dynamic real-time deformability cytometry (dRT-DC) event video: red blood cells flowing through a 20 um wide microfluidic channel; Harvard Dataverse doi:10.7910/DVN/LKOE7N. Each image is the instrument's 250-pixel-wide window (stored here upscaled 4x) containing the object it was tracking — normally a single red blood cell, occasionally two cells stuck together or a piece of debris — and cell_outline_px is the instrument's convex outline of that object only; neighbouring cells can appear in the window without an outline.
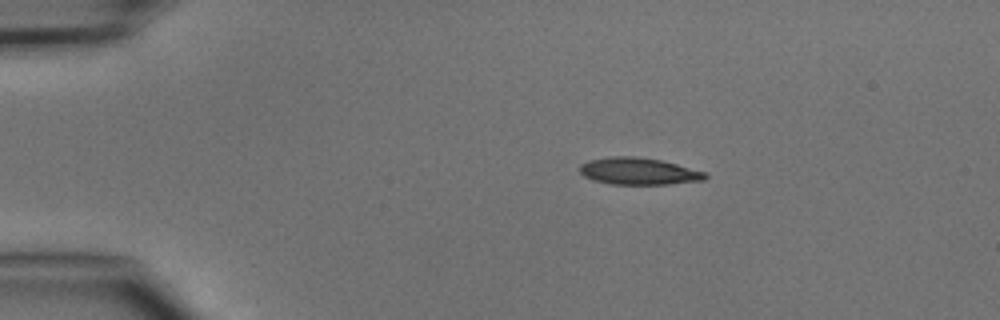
{"species": "common noctule bat (a hibernating species)", "species_latin": "Nyctalus noctula", "temperature_condition": "cold", "stored_images_in_passage": 5, "camera_frame_rate_fps": 3000, "um_per_image_px": 0.085, "animal": {"sex": "male", "body_mass_g": 15.6}, "frame": {"image": 1, "passage_image": 1, "time_ms": 0.0, "image_size_px": [1000, 320], "cell_outline_px": [[708, 176], [704, 180], [668, 184], [612, 184], [592, 180], [584, 176], [580, 172], [580, 164], [588, 160], [612, 156], [636, 156], [660, 160], [676, 164], [704, 172]], "centroid_in_image_um": [54.24, 14.55], "position_along_channel_um": 30.8, "area_um2": 19.59}}
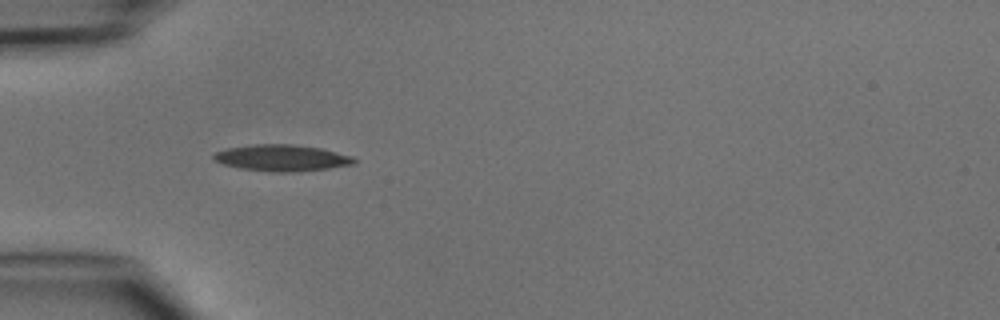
{"frame": {"image": 2, "passage_image": 3, "time_ms": 2.0, "image_size_px": [1000, 320], "cell_outline_px": [[356, 164], [328, 168], [296, 172], [268, 172], [240, 168], [224, 164], [216, 160], [212, 156], [216, 152], [228, 148], [252, 144], [292, 144], [320, 148], [352, 156], [356, 160]], "centroid_in_image_um": [23.97, 13.42], "position_along_channel_um": 61.0, "area_um2": 21.56}}